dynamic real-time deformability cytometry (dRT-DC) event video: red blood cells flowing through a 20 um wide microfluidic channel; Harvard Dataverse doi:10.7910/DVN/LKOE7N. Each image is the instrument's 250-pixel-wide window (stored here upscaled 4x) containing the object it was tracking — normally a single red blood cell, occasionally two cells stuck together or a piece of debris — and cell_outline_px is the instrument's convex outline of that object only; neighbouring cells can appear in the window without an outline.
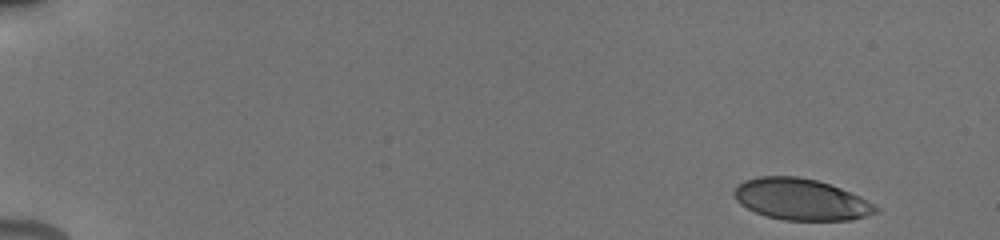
{"species": "human", "species_latin": "Homo sapiens", "temperature_condition": "cold", "stored_images_in_passage": 29, "camera_frame_rate_fps": 3000, "um_per_image_px": 0.085, "donor": {"sex": "male"}, "frame": {"image": 1, "passage_image": 1, "time_ms": 0.0, "image_size_px": [1000, 240], "cell_outline_px": [[880, 212], [852, 220], [784, 220], [768, 216], [756, 212], [740, 204], [736, 200], [732, 192], [744, 180], [756, 176], [796, 176], [816, 180], [840, 188], [860, 196], [880, 208]], "centroid_in_image_um": [68.1, 16.95], "position_along_channel_um": 16.9, "area_um2": 34.1}}
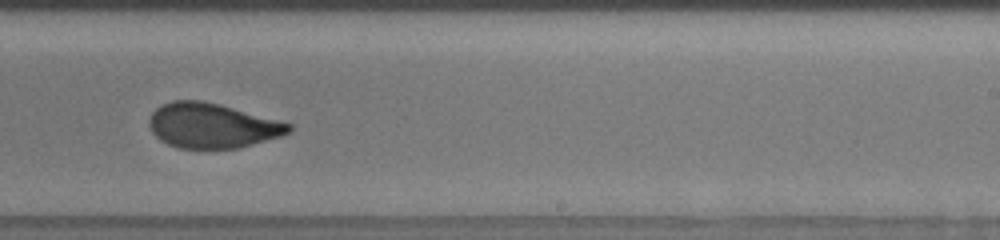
{"frame": {"image": 2, "passage_image": 16, "time_ms": 10.667, "image_size_px": [1000, 240], "cell_outline_px": [[292, 132], [280, 136], [236, 148], [176, 148], [160, 140], [152, 132], [148, 124], [148, 120], [152, 112], [156, 108], [172, 100], [200, 100], [220, 104], [280, 120], [292, 124]], "centroid_in_image_um": [18.02, 10.67], "position_along_channel_um": 271.0, "area_um2": 36.47}}
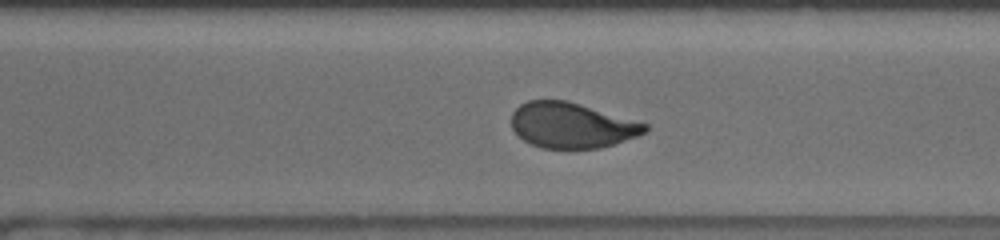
{"frame": {"image": 3, "passage_image": 18, "time_ms": 12.0, "image_size_px": [1000, 240], "cell_outline_px": [[648, 132], [600, 148], [540, 148], [524, 140], [512, 128], [512, 112], [520, 104], [528, 100], [568, 100], [648, 124]], "centroid_in_image_um": [48.59, 10.64], "position_along_channel_um": 322.0, "area_um2": 35.2}, "authors_computed_cell_mechanics": {"area_um2": 35.7204, "velocity_mm_per_s": 3.8403, "shape_relaxation_time_tau1_ms": 5.0585, "shape_relaxation_time_tau2_ms": 0.1206, "deformation_change_tau1": 0.1407, "deformation_change_tau2": 0.0398}}